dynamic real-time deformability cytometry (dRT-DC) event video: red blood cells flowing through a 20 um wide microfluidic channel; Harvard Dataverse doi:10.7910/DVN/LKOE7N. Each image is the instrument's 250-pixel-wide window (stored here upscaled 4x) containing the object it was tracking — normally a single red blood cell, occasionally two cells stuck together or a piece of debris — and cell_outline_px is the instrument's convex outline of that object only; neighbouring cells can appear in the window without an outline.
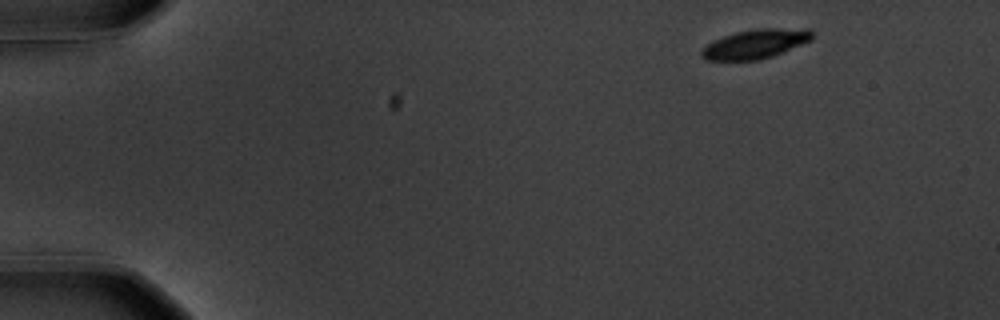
{"species": "common noctule bat (a hibernating species)", "species_latin": "Nyctalus noctula", "temperature_condition": "warm", "stored_images_in_passage": 52, "camera_frame_rate_fps": 3000, "um_per_image_px": 0.085, "animal": {"sex": "male", "body_mass_g": 20.1, "forearm_length_mm": 53.5}, "frame": {"image": 1, "passage_image": 1, "time_ms": 0.0, "image_size_px": [1000, 320], "cell_outline_px": [[812, 40], [772, 56], [760, 60], [704, 60], [700, 56], [700, 52], [708, 44], [724, 36], [736, 32], [756, 28], [808, 28], [812, 32]], "centroid_in_image_um": [64.23, 3.73], "position_along_channel_um": 20.8, "area_um2": 18.79}}
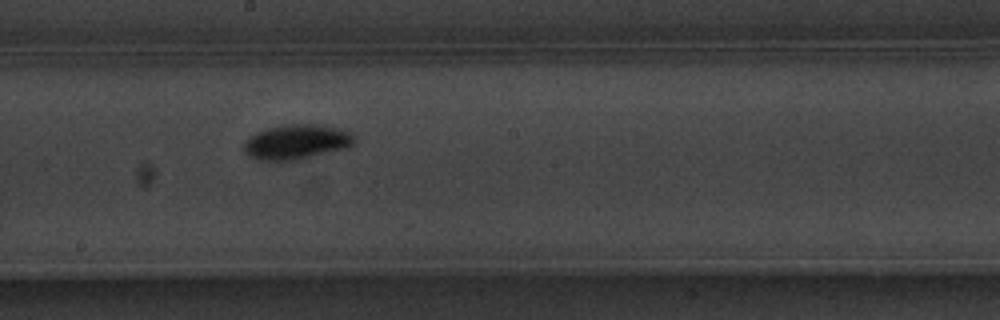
{"frame": {"image": 2, "passage_image": 27, "time_ms": 8.667, "image_size_px": [1000, 320], "cell_outline_px": [[356, 140], [348, 148], [284, 164], [260, 160], [248, 156], [244, 152], [244, 140], [248, 136], [256, 132], [268, 128], [284, 124], [320, 124], [340, 128], [352, 132], [356, 136]], "centroid_in_image_um": [25.21, 12.1], "position_along_channel_um": 223.0, "area_um2": 23.52}}
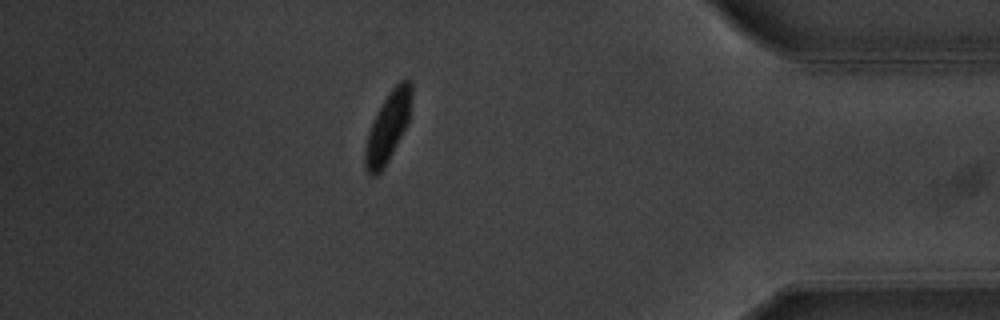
{"frame": {"image": 3, "passage_image": 45, "time_ms": 14.667, "image_size_px": [1000, 320], "cell_outline_px": [[412, 96], [408, 124], [384, 168], [376, 176], [372, 176], [364, 168], [364, 148], [368, 132], [376, 112], [392, 88], [400, 80], [408, 80], [412, 84]], "centroid_in_image_um": [32.96, 10.82], "position_along_channel_um": 402.2, "area_um2": 18.96}, "authors_computed_cell_mechanics": {"area_um2": 19.6809, "velocity_mm_per_s": 3.5363, "shape_relaxation_time_tau1_ms": 2.039, "shape_relaxation_time_tau2_ms": null, "deformation_change_tau1": 0.1484, "deformation_change_tau2": null}}